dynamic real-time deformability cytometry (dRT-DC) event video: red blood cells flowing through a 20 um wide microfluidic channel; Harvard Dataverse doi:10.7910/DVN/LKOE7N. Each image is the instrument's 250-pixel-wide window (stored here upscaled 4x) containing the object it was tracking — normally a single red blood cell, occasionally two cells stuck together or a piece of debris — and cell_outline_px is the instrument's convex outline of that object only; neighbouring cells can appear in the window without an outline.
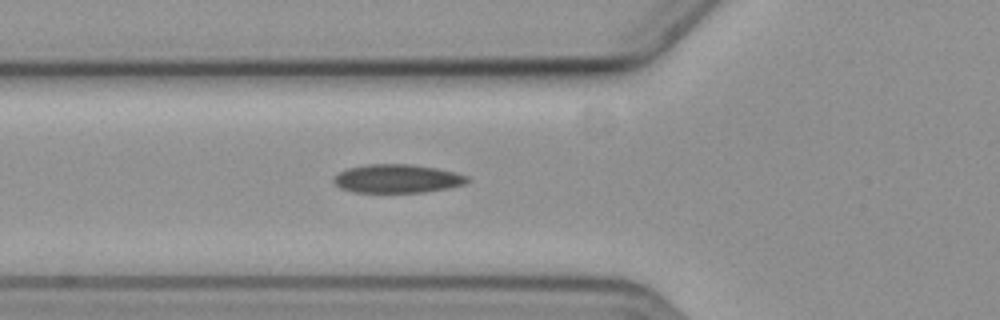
{"species": "common noctule bat (a hibernating species)", "species_latin": "Nyctalus noctula", "temperature_condition": "cold", "stored_images_in_passage": 5, "camera_frame_rate_fps": 3000, "um_per_image_px": 0.085, "animal": {"sex": "female", "body_mass_g": 19.3, "forearm_length_mm": 54.1}, "frame": {"image": 1, "passage_image": 5, "time_ms": 4.667, "image_size_px": [1000, 320], "cell_outline_px": [[472, 180], [464, 184], [448, 188], [424, 192], [356, 192], [340, 188], [332, 180], [340, 172], [348, 168], [368, 164], [412, 164], [436, 168], [456, 172], [468, 176]], "centroid_in_image_um": [33.81, 15.18], "position_along_channel_um": 92.0, "area_um2": 22.2}}